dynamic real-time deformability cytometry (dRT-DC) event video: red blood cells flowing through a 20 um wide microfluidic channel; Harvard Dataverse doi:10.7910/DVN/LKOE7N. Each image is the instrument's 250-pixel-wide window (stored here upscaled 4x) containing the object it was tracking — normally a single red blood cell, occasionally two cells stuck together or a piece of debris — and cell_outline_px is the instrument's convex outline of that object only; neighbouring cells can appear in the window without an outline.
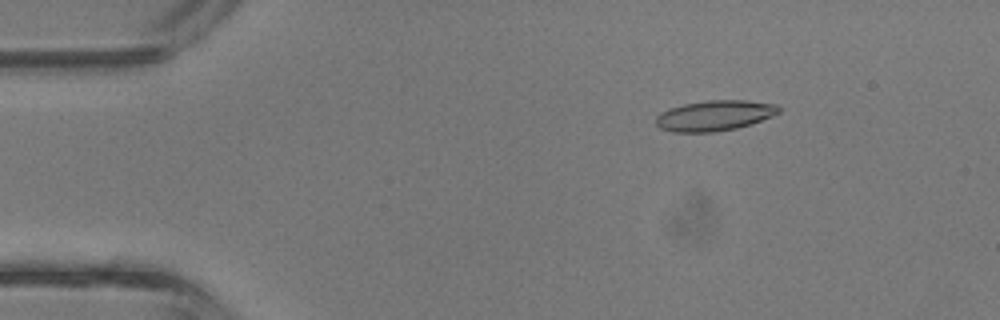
{"species": "common noctule bat (a hibernating species)", "species_latin": "Nyctalus noctula", "temperature_condition": "room temperature", "stored_images_in_passage": 4, "camera_frame_rate_fps": 3000, "um_per_image_px": 0.085, "animal": {"sex": "male", "body_mass_g": 13.3}, "frame": {"image": 1, "passage_image": 2, "time_ms": 0.333, "image_size_px": [1000, 320], "cell_outline_px": [[780, 112], [772, 116], [752, 124], [736, 128], [712, 132], [672, 132], [660, 128], [656, 124], [656, 116], [668, 108], [684, 104], [708, 100], [748, 100], [776, 104], [780, 108]], "centroid_in_image_um": [60.74, 9.82], "position_along_channel_um": 24.3, "area_um2": 21.85}}
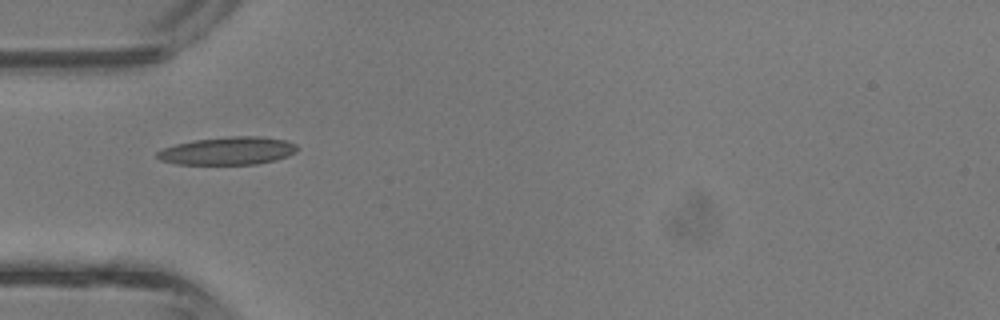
{"frame": {"image": 2, "passage_image": 4, "time_ms": 1.0, "image_size_px": [1000, 320], "cell_outline_px": [[300, 148], [296, 152], [288, 156], [276, 160], [256, 164], [176, 164], [160, 160], [156, 156], [156, 152], [164, 148], [176, 144], [192, 140], [228, 136], [260, 136], [288, 140], [296, 144]], "centroid_in_image_um": [19.41, 12.81], "position_along_channel_um": 65.6, "area_um2": 23.0}}